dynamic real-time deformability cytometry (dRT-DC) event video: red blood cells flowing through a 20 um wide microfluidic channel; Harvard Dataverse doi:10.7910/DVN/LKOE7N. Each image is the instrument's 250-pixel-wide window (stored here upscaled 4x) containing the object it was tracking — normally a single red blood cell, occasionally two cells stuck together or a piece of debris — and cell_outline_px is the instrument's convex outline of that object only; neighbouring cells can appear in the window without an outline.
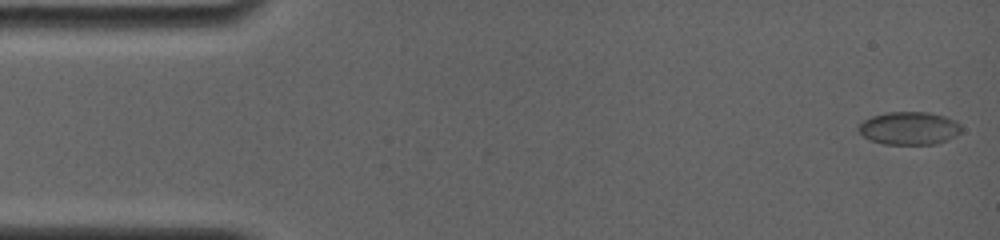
{"species": "common noctule bat (a hibernating species)", "species_latin": "Nyctalus noctula", "temperature_condition": "room temperature", "stored_images_in_passage": 38, "camera_frame_rate_fps": 4000, "um_per_image_px": 0.085, "animal": {"sex": "female", "body_mass_g": 19.0, "forearm_length_mm": 56.7}, "frame": {"image": 1, "passage_image": 1, "time_ms": 0.0, "image_size_px": [1000, 240], "cell_outline_px": [[960, 132], [936, 144], [884, 144], [872, 140], [864, 136], [856, 128], [864, 120], [872, 116], [888, 112], [928, 112], [944, 116], [956, 120], [960, 124]], "centroid_in_image_um": [77.26, 10.89], "position_along_channel_um": 7.7, "area_um2": 19.48}}
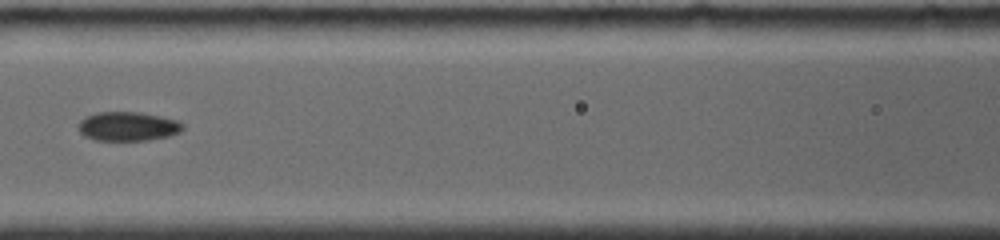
{"frame": {"image": 2, "passage_image": 17, "time_ms": 7.0, "image_size_px": [1000, 240], "cell_outline_px": [[184, 128], [180, 132], [168, 136], [148, 140], [96, 140], [84, 136], [80, 132], [76, 124], [80, 120], [96, 112], [136, 112], [176, 120], [184, 124]], "centroid_in_image_um": [10.83, 10.75], "position_along_channel_um": 155.8, "area_um2": 17.57}}
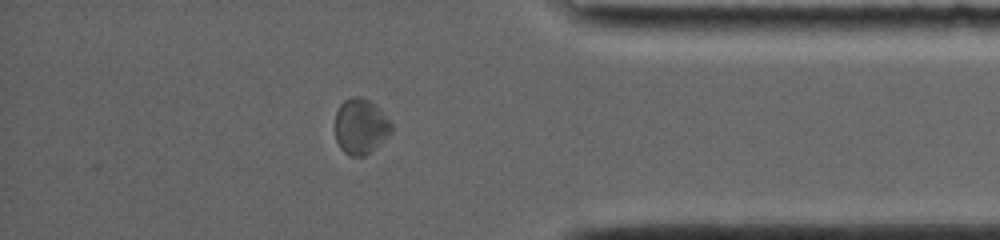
{"frame": {"image": 3, "passage_image": 33, "time_ms": 13.75, "image_size_px": [1000, 240], "cell_outline_px": [[392, 132], [388, 136], [364, 156], [348, 156], [340, 148], [336, 140], [336, 112], [340, 104], [344, 100], [352, 96], [360, 96], [368, 100], [392, 124]], "centroid_in_image_um": [30.61, 10.75], "position_along_channel_um": 404.6, "area_um2": 17.8}, "authors_computed_cell_mechanics": {"area_um2": 17.5712, "velocity_mm_per_s": 3.8257, "shape_relaxation_time_tau1_ms": null, "shape_relaxation_time_tau2_ms": 1.7576, "deformation_change_tau1": null, "deformation_change_tau2": 0.0512}}